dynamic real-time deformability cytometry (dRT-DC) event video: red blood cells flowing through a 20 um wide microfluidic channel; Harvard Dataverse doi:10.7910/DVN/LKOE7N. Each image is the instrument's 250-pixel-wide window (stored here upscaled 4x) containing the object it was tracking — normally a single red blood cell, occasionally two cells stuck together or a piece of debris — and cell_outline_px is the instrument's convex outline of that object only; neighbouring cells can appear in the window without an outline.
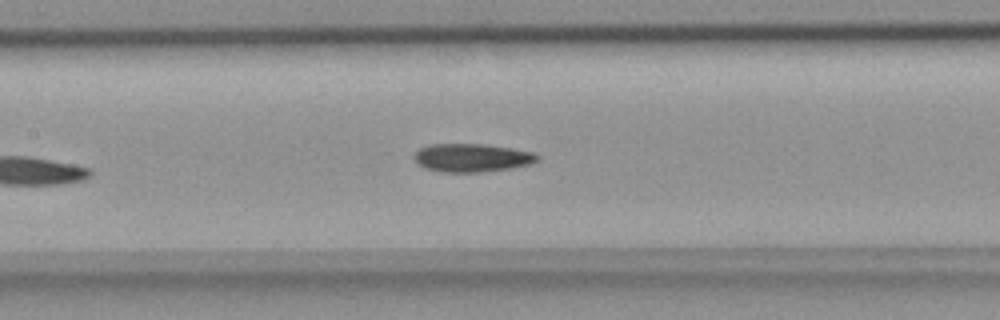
{"species": "common noctule bat (a hibernating species)", "species_latin": "Nyctalus noctula", "temperature_condition": "room temperature", "stored_images_in_passage": 7, "camera_frame_rate_fps": 3000, "um_per_image_px": 0.085, "animal": {"sex": "female", "body_mass_g": 18.4}, "frame": {"image": 1, "passage_image": 7, "time_ms": 2.0, "image_size_px": [1000, 320], "cell_outline_px": [[540, 156], [536, 160], [528, 164], [512, 168], [480, 172], [440, 172], [424, 168], [416, 164], [412, 156], [420, 148], [432, 144], [484, 144], [512, 148], [532, 152]], "centroid_in_image_um": [40.05, 13.41], "position_along_channel_um": 167.3, "area_um2": 20.35}}